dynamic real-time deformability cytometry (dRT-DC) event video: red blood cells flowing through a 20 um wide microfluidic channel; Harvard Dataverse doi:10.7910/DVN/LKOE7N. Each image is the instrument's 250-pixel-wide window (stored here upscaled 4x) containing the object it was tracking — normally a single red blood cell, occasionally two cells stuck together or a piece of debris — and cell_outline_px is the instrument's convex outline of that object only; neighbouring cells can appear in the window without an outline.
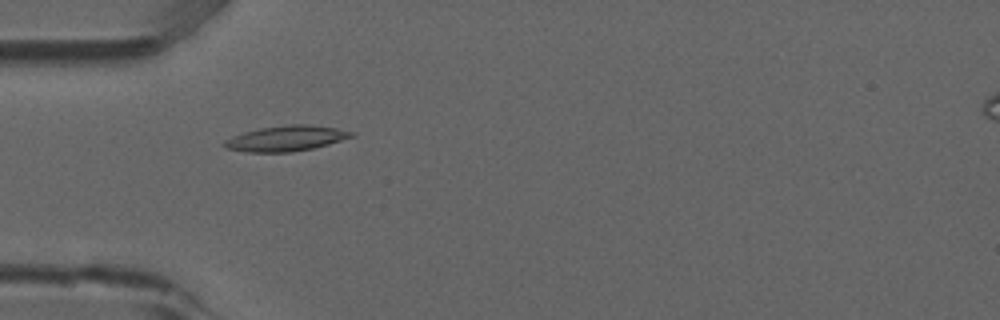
{"species": "common noctule bat (a hibernating species)", "species_latin": "Nyctalus noctula", "temperature_condition": "room temperature", "stored_images_in_passage": 6, "camera_frame_rate_fps": 3000, "um_per_image_px": 0.085, "animal": {"sex": "male", "forearm_length_mm": 52.5}, "frame": {"image": 1, "passage_image": 5, "time_ms": 1.333, "image_size_px": [1000, 320], "cell_outline_px": [[356, 136], [328, 144], [312, 148], [288, 152], [248, 152], [224, 148], [220, 144], [224, 140], [232, 136], [244, 132], [260, 128], [292, 124], [308, 124], [336, 128], [356, 132]], "centroid_in_image_um": [24.31, 11.76], "position_along_channel_um": 60.7, "area_um2": 18.9}}
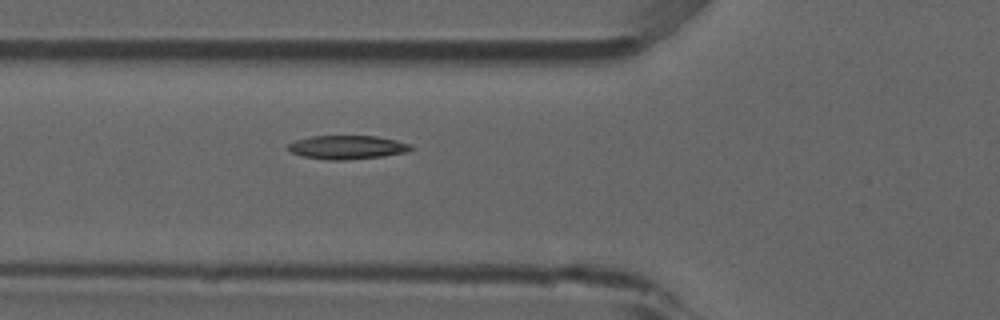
{"frame": {"image": 2, "passage_image": 6, "time_ms": 1.667, "image_size_px": [1000, 320], "cell_outline_px": [[416, 148], [404, 152], [384, 156], [344, 160], [328, 160], [304, 156], [292, 152], [288, 148], [288, 144], [296, 140], [312, 136], [376, 136], [396, 140], [408, 144]], "centroid_in_image_um": [29.53, 12.51], "position_along_channel_um": 96.3, "area_um2": 16.76}}